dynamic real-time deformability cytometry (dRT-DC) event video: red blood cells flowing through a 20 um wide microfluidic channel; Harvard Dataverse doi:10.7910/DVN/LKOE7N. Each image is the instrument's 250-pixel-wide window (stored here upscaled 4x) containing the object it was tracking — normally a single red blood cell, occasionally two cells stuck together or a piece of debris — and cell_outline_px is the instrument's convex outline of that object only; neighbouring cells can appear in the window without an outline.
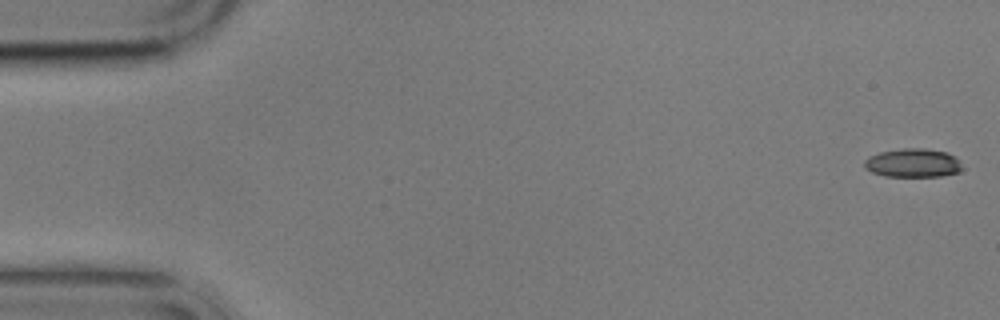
{"species": "common noctule bat (a hibernating species)", "species_latin": "Nyctalus noctula", "temperature_condition": "cold", "stored_images_in_passage": 7, "camera_frame_rate_fps": 3000, "um_per_image_px": 0.085, "animal": {"sex": "male", "body_mass_g": 17.9}, "frame": {"image": 1, "passage_image": 1, "time_ms": 0.0, "image_size_px": [1000, 320], "cell_outline_px": [[964, 168], [960, 172], [940, 176], [884, 176], [872, 172], [864, 168], [864, 160], [868, 156], [880, 152], [904, 148], [924, 148], [948, 152], [956, 156]], "centroid_in_image_um": [77.62, 13.84], "position_along_channel_um": 7.4, "area_um2": 16.59}}
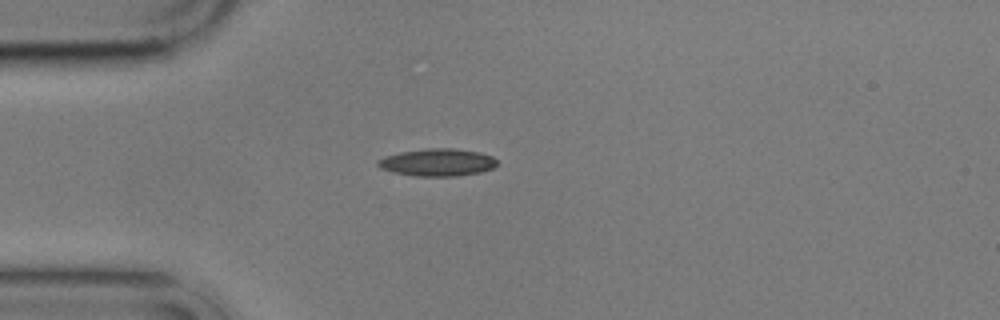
{"frame": {"image": 2, "passage_image": 5, "time_ms": 4.667, "image_size_px": [1000, 320], "cell_outline_px": [[500, 164], [492, 168], [480, 172], [456, 176], [412, 176], [392, 172], [380, 168], [376, 164], [376, 160], [384, 156], [400, 152], [428, 148], [456, 148], [480, 152], [492, 156]], "centroid_in_image_um": [37.17, 13.8], "position_along_channel_um": 47.8, "area_um2": 19.31}}